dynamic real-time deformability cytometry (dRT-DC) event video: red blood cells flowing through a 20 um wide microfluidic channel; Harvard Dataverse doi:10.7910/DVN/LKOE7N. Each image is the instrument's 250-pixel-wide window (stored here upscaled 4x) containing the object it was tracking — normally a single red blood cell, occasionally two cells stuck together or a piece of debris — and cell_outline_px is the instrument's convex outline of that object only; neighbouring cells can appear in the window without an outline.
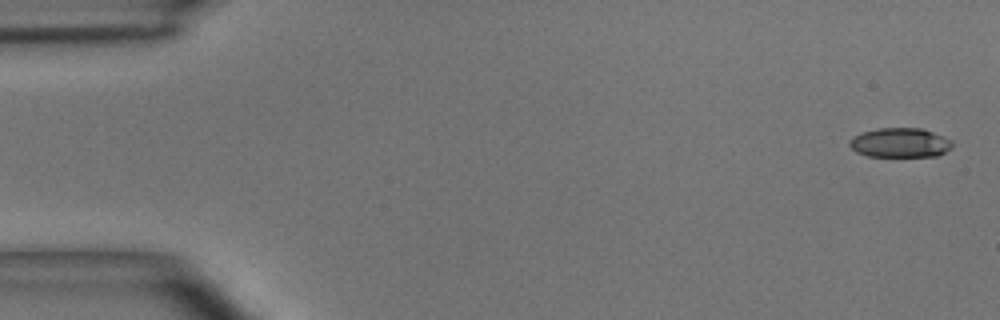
{"species": "common noctule bat (a hibernating species)", "species_latin": "Nyctalus noctula", "temperature_condition": "room temperature", "stored_images_in_passage": 6, "camera_frame_rate_fps": 3000, "um_per_image_px": 0.085, "animal": {"sex": "male", "body_mass_g": 15.6}, "frame": {"image": 1, "passage_image": 1, "time_ms": 0.0, "image_size_px": [1000, 320], "cell_outline_px": [[952, 148], [936, 156], [868, 156], [856, 152], [848, 144], [860, 132], [876, 128], [920, 128], [944, 136], [952, 140]], "centroid_in_image_um": [76.52, 12.12], "position_along_channel_um": 8.5, "area_um2": 17.57}}
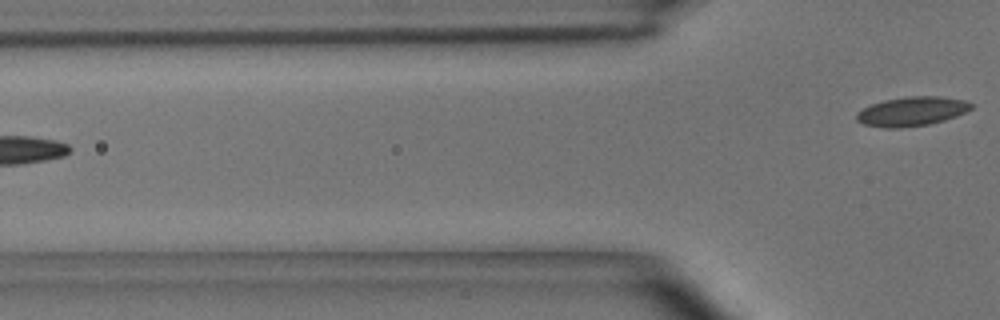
{"frame": {"image": 2, "passage_image": 6, "time_ms": 1.667, "image_size_px": [1000, 320], "cell_outline_px": [[972, 108], [956, 116], [944, 120], [928, 124], [900, 128], [884, 128], [864, 124], [856, 120], [856, 112], [872, 104], [884, 100], [908, 96], [940, 96], [964, 100], [972, 104]], "centroid_in_image_um": [77.48, 9.46], "position_along_channel_um": 48.3, "area_um2": 19.42}}